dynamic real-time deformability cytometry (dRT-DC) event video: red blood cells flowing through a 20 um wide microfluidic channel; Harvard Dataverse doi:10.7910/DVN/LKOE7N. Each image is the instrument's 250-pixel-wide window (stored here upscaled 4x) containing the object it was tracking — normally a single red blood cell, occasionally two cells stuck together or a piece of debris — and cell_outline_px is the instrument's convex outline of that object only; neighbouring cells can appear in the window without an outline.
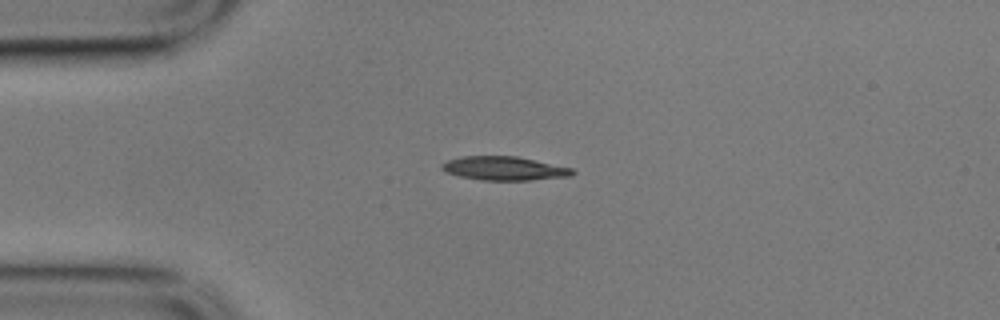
{"species": "common noctule bat (a hibernating species)", "species_latin": "Nyctalus noctula", "temperature_condition": "cold", "stored_images_in_passage": 44, "camera_frame_rate_fps": 3000, "um_per_image_px": 0.085, "animal": {"sex": "male", "body_mass_g": 17.9}, "frame": {"image": 1, "passage_image": 1, "time_ms": 0.0, "image_size_px": [1000, 320], "cell_outline_px": [[576, 172], [572, 176], [532, 180], [480, 180], [460, 176], [444, 172], [440, 168], [440, 164], [448, 160], [460, 156], [516, 156], [572, 168]], "centroid_in_image_um": [42.83, 14.31], "position_along_channel_um": 42.2, "area_um2": 18.21}}
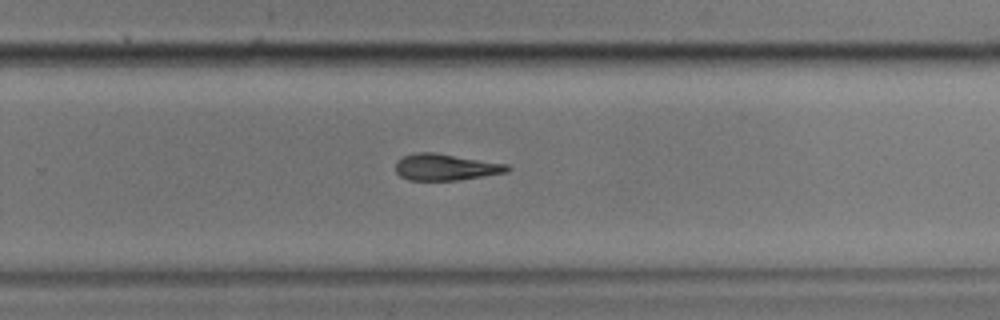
{"frame": {"image": 2, "passage_image": 24, "time_ms": 7.667, "image_size_px": [1000, 320], "cell_outline_px": [[512, 168], [508, 172], [456, 180], [408, 180], [400, 176], [396, 172], [396, 160], [404, 156], [416, 152], [432, 152], [508, 164]], "centroid_in_image_um": [37.87, 14.2], "position_along_channel_um": 291.9, "area_um2": 17.17}}
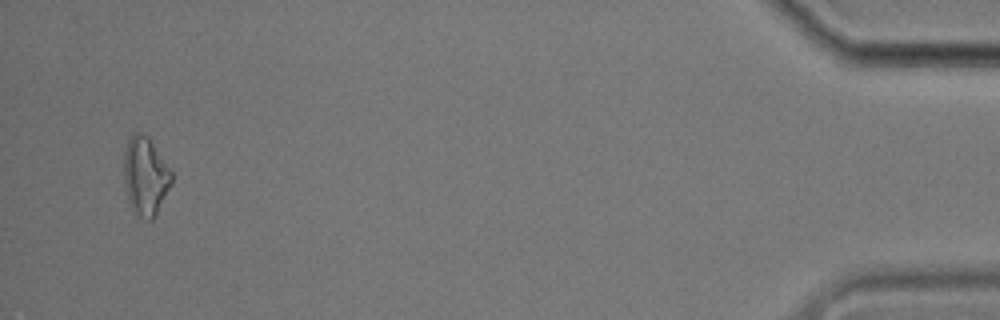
{"frame": {"image": 3, "passage_image": 42, "time_ms": 13.667, "image_size_px": [1000, 320], "cell_outline_px": [[172, 184], [156, 216], [152, 220], [148, 220], [132, 212], [128, 200], [124, 180], [124, 152], [128, 140], [132, 132], [140, 132], [148, 136], [172, 172]], "centroid_in_image_um": [12.36, 14.98], "position_along_channel_um": 422.8, "area_um2": 21.96}, "authors_computed_cell_mechanics": {"area_um2": 18.2359, "velocity_mm_per_s": 3.5309, "shape_relaxation_time_tau1_ms": 5.4825, "shape_relaxation_time_tau2_ms": 6.962, "deformation_change_tau1": 0.1479, "deformation_change_tau2": 0.1833}}